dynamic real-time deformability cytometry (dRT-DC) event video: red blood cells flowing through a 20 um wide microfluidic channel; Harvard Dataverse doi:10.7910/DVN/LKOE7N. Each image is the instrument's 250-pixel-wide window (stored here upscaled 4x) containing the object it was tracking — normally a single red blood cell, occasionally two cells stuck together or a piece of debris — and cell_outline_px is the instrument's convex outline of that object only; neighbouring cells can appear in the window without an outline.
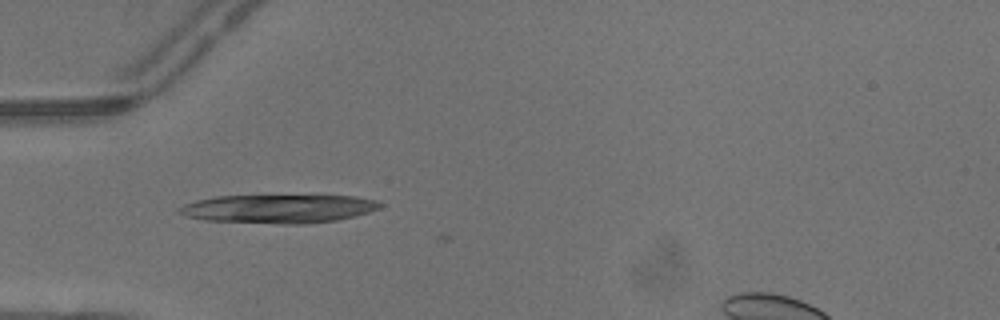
{"species": "common noctule bat (a hibernating species)", "species_latin": "Nyctalus noctula", "temperature_condition": "warm", "stored_images_in_passage": 5, "camera_frame_rate_fps": 3000, "um_per_image_px": 0.085, "animal": {"sex": "male", "body_mass_g": 13.3}, "frame": {"image": 1, "passage_image": 5, "time_ms": 1.333, "image_size_px": [1000, 320], "cell_outline_px": [[384, 204], [380, 208], [368, 212], [336, 220], [304, 224], [284, 224], [208, 220], [184, 216], [176, 212], [176, 208], [184, 204], [196, 200], [216, 196], [356, 196], [376, 200]], "centroid_in_image_um": [23.64, 17.74], "position_along_channel_um": 61.4, "area_um2": 33.29}}